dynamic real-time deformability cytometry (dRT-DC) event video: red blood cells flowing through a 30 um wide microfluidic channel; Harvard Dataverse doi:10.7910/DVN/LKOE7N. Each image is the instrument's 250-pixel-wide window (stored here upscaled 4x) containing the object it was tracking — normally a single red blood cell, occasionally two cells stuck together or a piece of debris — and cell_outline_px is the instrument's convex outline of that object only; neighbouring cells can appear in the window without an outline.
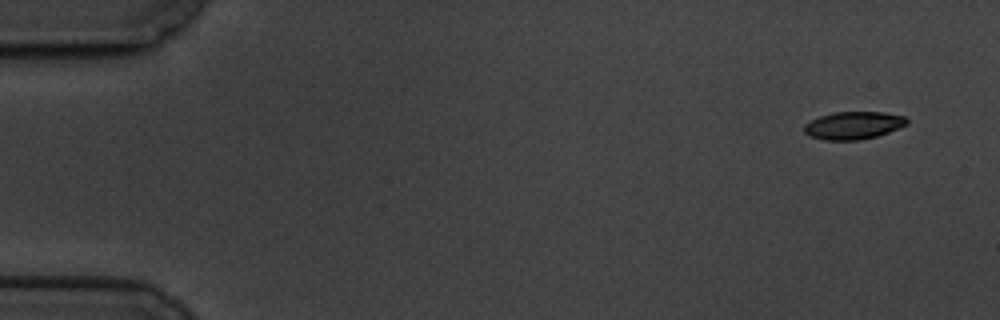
{"species": "common noctule bat (a hibernating species)", "species_latin": "Nyctalus noctula", "temperature_condition": "cold", "stored_images_in_passage": 5, "camera_frame_rate_fps": 3000, "um_per_image_px": 0.085, "animal": {"sex": "male", "body_mass_g": 19.5, "forearm_length_mm": 54.6}, "frame": {"image": 1, "passage_image": 1, "time_ms": 0.0, "image_size_px": [1000, 320], "cell_outline_px": [[908, 124], [888, 132], [876, 136], [860, 140], [824, 140], [812, 136], [804, 132], [804, 124], [820, 116], [832, 112], [884, 112], [904, 116], [908, 120]], "centroid_in_image_um": [72.55, 10.65], "position_along_channel_um": 12.5, "area_um2": 16.47}}
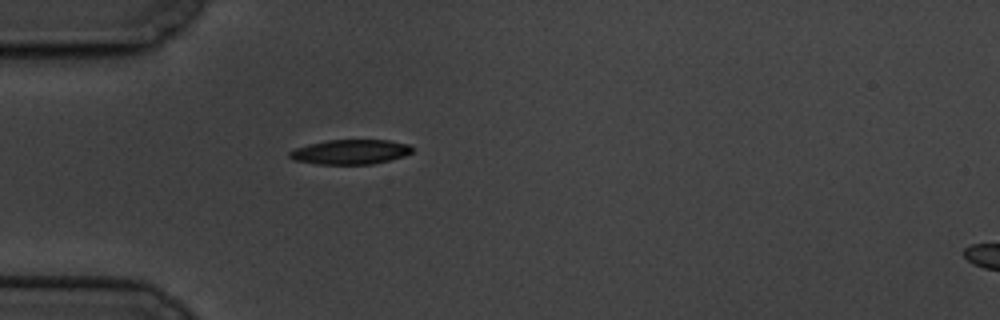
{"frame": {"image": 2, "passage_image": 5, "time_ms": 4.667, "image_size_px": [1000, 320], "cell_outline_px": [[412, 152], [404, 156], [372, 164], [316, 164], [292, 160], [288, 156], [288, 152], [296, 148], [308, 144], [328, 140], [388, 140], [408, 144], [412, 148]], "centroid_in_image_um": [29.74, 12.91], "position_along_channel_um": 55.3, "area_um2": 17.63}}